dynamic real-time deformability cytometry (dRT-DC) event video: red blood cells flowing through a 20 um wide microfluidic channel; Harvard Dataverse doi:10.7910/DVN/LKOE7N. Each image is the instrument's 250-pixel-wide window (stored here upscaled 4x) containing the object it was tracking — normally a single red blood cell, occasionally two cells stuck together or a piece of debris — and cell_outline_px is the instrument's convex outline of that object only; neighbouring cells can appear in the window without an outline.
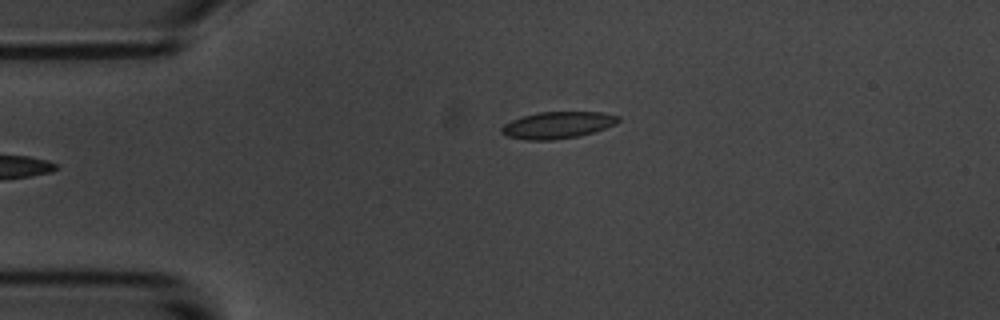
{"species": "common noctule bat (a hibernating species)", "species_latin": "Nyctalus noctula", "temperature_condition": "room temperature", "stored_images_in_passage": 38, "camera_frame_rate_fps": 3000, "um_per_image_px": 0.085, "animal": {"sex": "male", "body_mass_g": 20.1, "forearm_length_mm": 53.5}, "frame": {"image": 1, "passage_image": 2, "time_ms": 0.333, "image_size_px": [1000, 320], "cell_outline_px": [[620, 120], [616, 124], [592, 132], [576, 136], [552, 140], [524, 140], [504, 136], [500, 132], [500, 128], [504, 124], [512, 120], [536, 112], [600, 112], [620, 116]], "centroid_in_image_um": [47.35, 10.63], "position_along_channel_um": 37.7, "area_um2": 18.21}}
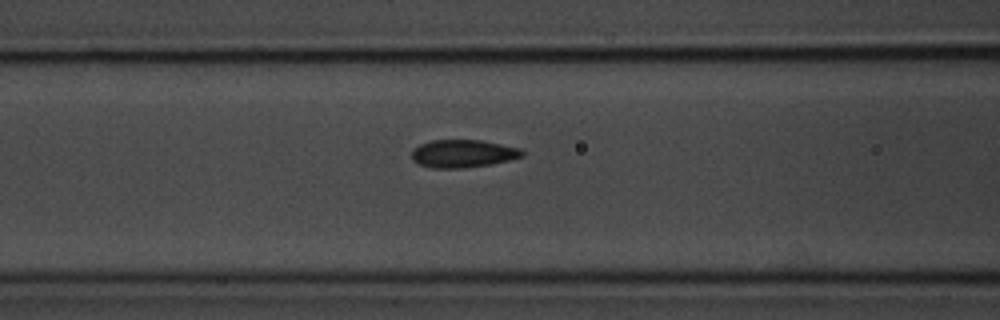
{"frame": {"image": 2, "passage_image": 12, "time_ms": 3.667, "image_size_px": [1000, 320], "cell_outline_px": [[524, 156], [492, 164], [464, 168], [432, 168], [420, 164], [412, 160], [412, 148], [420, 144], [432, 140], [480, 140], [520, 148], [524, 152]], "centroid_in_image_um": [39.34, 13.06], "position_along_channel_um": 127.3, "area_um2": 17.92}}
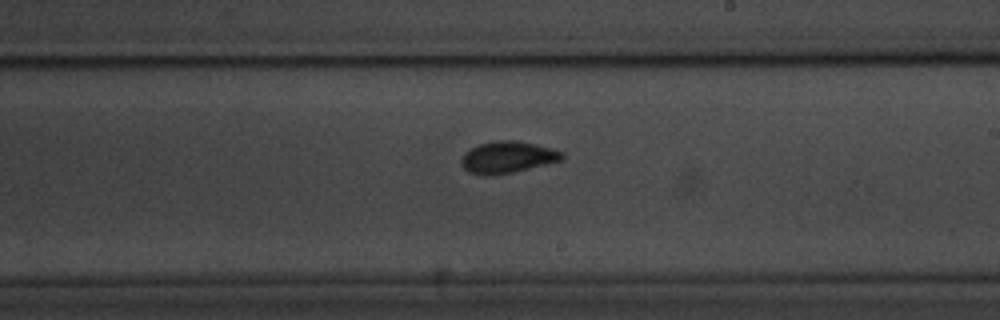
{"frame": {"image": 3, "passage_image": 22, "time_ms": 7.0, "image_size_px": [1000, 320], "cell_outline_px": [[564, 160], [512, 172], [492, 176], [484, 176], [468, 172], [460, 164], [460, 160], [464, 152], [480, 144], [496, 140], [516, 140], [536, 144], [552, 148], [564, 152]], "centroid_in_image_um": [43.14, 13.37], "position_along_channel_um": 245.9, "area_um2": 18.84}, "authors_computed_cell_mechanics": {"area_um2": 17.8891, "velocity_mm_per_s": 3.5593, "shape_relaxation_time_tau1_ms": 3.0832, "shape_relaxation_time_tau2_ms": 0.9768, "deformation_change_tau1": 0.126, "deformation_change_tau2": 0.0535}}